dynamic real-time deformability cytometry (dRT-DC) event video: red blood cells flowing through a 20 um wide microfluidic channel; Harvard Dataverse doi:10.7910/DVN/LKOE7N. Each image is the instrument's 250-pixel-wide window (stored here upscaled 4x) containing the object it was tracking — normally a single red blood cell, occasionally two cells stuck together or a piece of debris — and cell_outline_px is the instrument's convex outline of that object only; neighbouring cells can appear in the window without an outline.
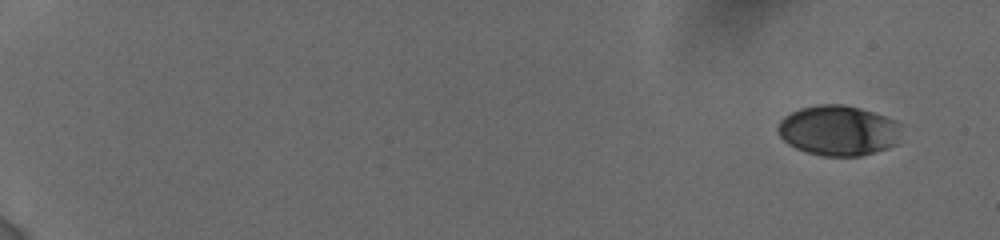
{"species": "human", "species_latin": "Homo sapiens", "temperature_condition": "cold", "stored_images_in_passage": 34, "camera_frame_rate_fps": 3000, "um_per_image_px": 0.085, "donor": {"sex": "female"}, "frame": {"image": 1, "passage_image": 1, "time_ms": 0.0, "image_size_px": [1000, 240], "cell_outline_px": [[896, 144], [888, 148], [860, 156], [824, 156], [804, 152], [788, 144], [780, 136], [776, 128], [780, 120], [784, 116], [800, 108], [816, 104], [844, 104], [860, 108], [884, 116], [892, 120]], "centroid_in_image_um": [71.12, 11.09], "position_along_channel_um": 13.9, "area_um2": 35.49}}
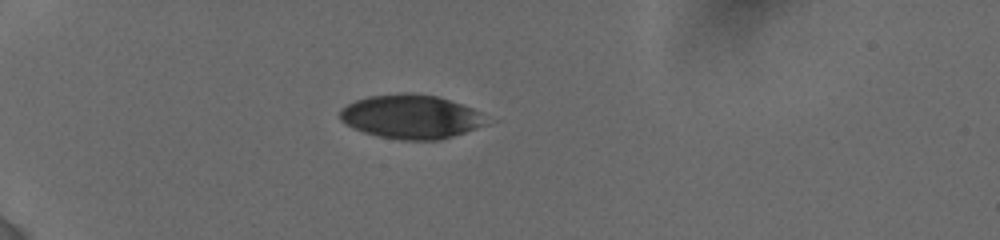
{"frame": {"image": 2, "passage_image": 29, "time_ms": 5.0, "image_size_px": [1000, 240], "cell_outline_px": [[488, 124], [440, 140], [400, 140], [376, 136], [352, 128], [344, 124], [340, 120], [340, 108], [356, 100], [368, 96], [404, 92], [436, 96], [472, 108], [480, 112], [488, 120]], "centroid_in_image_um": [34.9, 9.93], "position_along_channel_um": 50.1, "area_um2": 37.57}}